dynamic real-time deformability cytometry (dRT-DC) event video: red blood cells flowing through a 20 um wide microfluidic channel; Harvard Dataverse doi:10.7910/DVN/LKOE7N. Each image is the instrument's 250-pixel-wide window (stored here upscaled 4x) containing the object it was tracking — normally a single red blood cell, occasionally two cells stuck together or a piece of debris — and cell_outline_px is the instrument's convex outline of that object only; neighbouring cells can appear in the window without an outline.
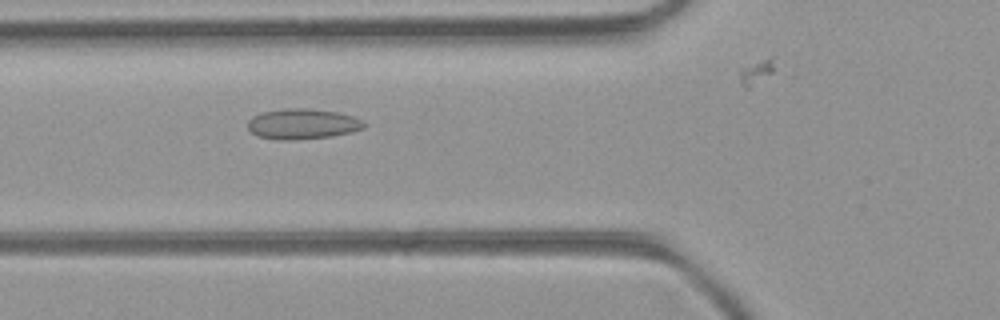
{"species": "common noctule bat (a hibernating species)", "species_latin": "Nyctalus noctula", "temperature_condition": "room temperature", "stored_images_in_passage": 38, "camera_frame_rate_fps": 3000, "um_per_image_px": 0.085, "animal": {"sex": "female", "body_mass_g": 21.9}, "frame": {"image": 1, "passage_image": 17, "time_ms": 5.333, "image_size_px": [1000, 320], "cell_outline_px": [[368, 124], [364, 128], [352, 132], [332, 136], [288, 140], [280, 140], [256, 136], [248, 128], [248, 120], [252, 116], [260, 112], [288, 108], [308, 108], [336, 112], [352, 116]], "centroid_in_image_um": [25.69, 10.53], "position_along_channel_um": 100.1, "area_um2": 20.63}}
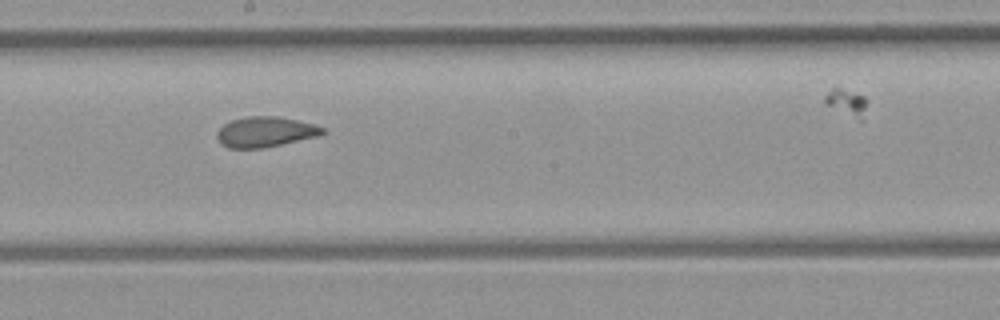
{"frame": {"image": 2, "passage_image": 26, "time_ms": 8.333, "image_size_px": [1000, 320], "cell_outline_px": [[328, 132], [320, 136], [264, 148], [228, 148], [220, 144], [216, 136], [216, 132], [224, 124], [232, 120], [248, 116], [276, 116], [296, 120], [312, 124], [324, 128]], "centroid_in_image_um": [22.55, 11.22], "position_along_channel_um": 225.6, "area_um2": 18.79}}
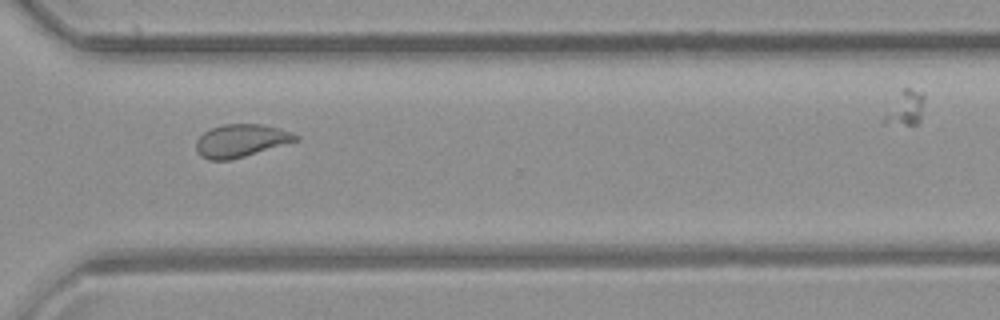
{"frame": {"image": 3, "passage_image": 35, "time_ms": 11.333, "image_size_px": [1000, 320], "cell_outline_px": [[300, 140], [232, 160], [208, 160], [200, 156], [196, 148], [196, 140], [204, 132], [212, 128], [224, 124], [264, 124], [280, 128], [292, 132], [300, 136]], "centroid_in_image_um": [20.51, 11.96], "position_along_channel_um": 350.1, "area_um2": 19.25}}